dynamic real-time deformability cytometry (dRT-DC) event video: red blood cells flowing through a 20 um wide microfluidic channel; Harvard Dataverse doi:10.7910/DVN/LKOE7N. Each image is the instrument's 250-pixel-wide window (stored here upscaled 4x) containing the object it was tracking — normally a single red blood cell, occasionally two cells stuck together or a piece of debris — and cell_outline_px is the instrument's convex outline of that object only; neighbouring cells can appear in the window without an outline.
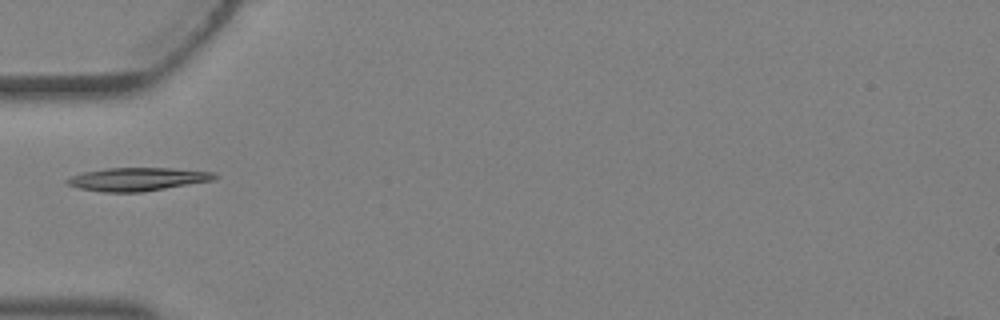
{"species": "Egyptian fruit bat (a non-hibernating species)", "species_latin": "Rousettus aegyptiacus", "temperature_condition": "warm", "stored_images_in_passage": 1, "camera_frame_rate_fps": 3000, "um_per_image_px": 0.085, "animal": {"sex": "female"}, "frame": {"image": 1, "passage_image": 1, "time_ms": 0.0, "image_size_px": [1000, 320], "cell_outline_px": [[220, 176], [216, 180], [144, 192], [100, 192], [80, 188], [68, 184], [64, 180], [72, 176], [84, 172], [108, 168], [172, 168], [216, 172]], "centroid_in_image_um": [11.77, 15.23], "position_along_channel_um": 73.2, "area_um2": 20.17}}